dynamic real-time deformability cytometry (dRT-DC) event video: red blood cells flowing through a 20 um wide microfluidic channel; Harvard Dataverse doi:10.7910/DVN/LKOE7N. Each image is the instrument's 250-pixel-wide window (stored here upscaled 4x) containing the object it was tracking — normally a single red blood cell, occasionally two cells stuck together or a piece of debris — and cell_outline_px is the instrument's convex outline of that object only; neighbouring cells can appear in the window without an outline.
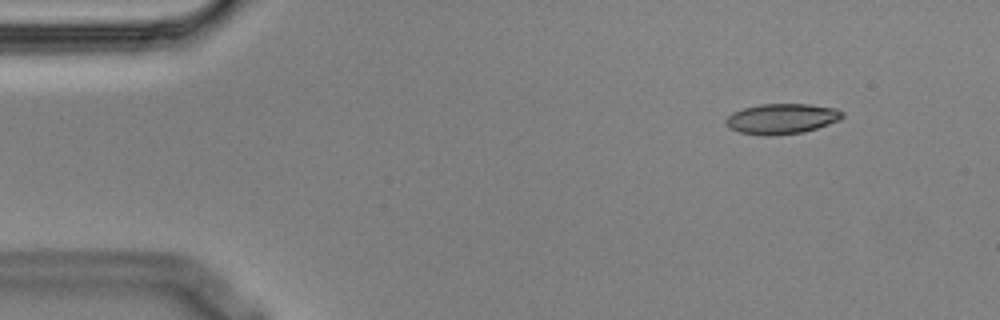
{"species": "Egyptian fruit bat (a non-hibernating species)", "species_latin": "Rousettus aegyptiacus", "temperature_condition": "cold", "stored_images_in_passage": 5, "camera_frame_rate_fps": 3000, "um_per_image_px": 0.085, "animal": {"sex": "male"}, "frame": {"image": 1, "passage_image": 2, "time_ms": 0.333, "image_size_px": [1000, 320], "cell_outline_px": [[844, 116], [840, 120], [816, 128], [800, 132], [776, 136], [760, 136], [740, 132], [728, 128], [724, 124], [724, 120], [732, 112], [744, 108], [760, 104], [808, 104], [836, 108], [844, 112]], "centroid_in_image_um": [66.41, 10.1], "position_along_channel_um": 18.6, "area_um2": 20.81}}